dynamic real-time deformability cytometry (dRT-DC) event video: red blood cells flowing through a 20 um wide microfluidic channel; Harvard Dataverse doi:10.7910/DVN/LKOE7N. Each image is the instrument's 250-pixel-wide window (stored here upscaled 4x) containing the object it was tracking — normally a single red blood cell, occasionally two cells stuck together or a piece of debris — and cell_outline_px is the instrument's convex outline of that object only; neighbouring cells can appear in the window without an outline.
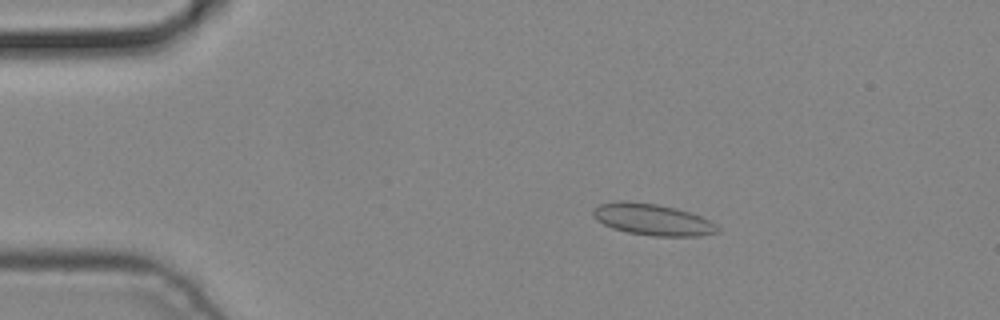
{"species": "common noctule bat (a hibernating species)", "species_latin": "Nyctalus noctula", "temperature_condition": "cold", "stored_images_in_passage": 4, "camera_frame_rate_fps": 3000, "um_per_image_px": 0.085, "animal": {"sex": "male", "body_mass_g": 19.2, "forearm_length_mm": 51.8}, "frame": {"image": 1, "passage_image": 2, "time_ms": 0.333, "image_size_px": [1000, 320], "cell_outline_px": [[720, 232], [696, 236], [652, 236], [628, 232], [612, 228], [596, 220], [592, 216], [592, 212], [600, 204], [620, 200], [628, 200], [656, 204], [676, 208], [700, 216], [716, 224], [720, 228]], "centroid_in_image_um": [55.45, 18.66], "position_along_channel_um": 29.5, "area_um2": 22.83}}
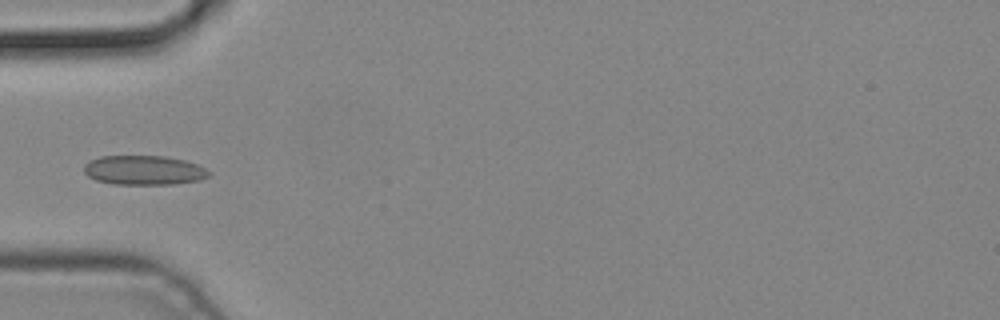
{"frame": {"image": 2, "passage_image": 4, "time_ms": 1.0, "image_size_px": [1000, 320], "cell_outline_px": [[212, 172], [208, 176], [200, 180], [172, 184], [112, 184], [96, 180], [88, 176], [84, 172], [84, 164], [88, 160], [100, 156], [164, 156], [184, 160], [196, 164]], "centroid_in_image_um": [12.2, 14.46], "position_along_channel_um": 72.8, "area_um2": 21.44}}